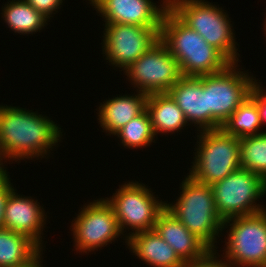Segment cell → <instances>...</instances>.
I'll use <instances>...</instances> for the list:
<instances>
[{
  "label": "cell",
  "instance_id": "1",
  "mask_svg": "<svg viewBox=\"0 0 266 267\" xmlns=\"http://www.w3.org/2000/svg\"><path fill=\"white\" fill-rule=\"evenodd\" d=\"M60 129L47 116L0 105V160L44 158L60 142Z\"/></svg>",
  "mask_w": 266,
  "mask_h": 267
},
{
  "label": "cell",
  "instance_id": "2",
  "mask_svg": "<svg viewBox=\"0 0 266 267\" xmlns=\"http://www.w3.org/2000/svg\"><path fill=\"white\" fill-rule=\"evenodd\" d=\"M160 40L177 59L183 76L198 77L223 71L230 62L170 8L163 16Z\"/></svg>",
  "mask_w": 266,
  "mask_h": 267
},
{
  "label": "cell",
  "instance_id": "3",
  "mask_svg": "<svg viewBox=\"0 0 266 267\" xmlns=\"http://www.w3.org/2000/svg\"><path fill=\"white\" fill-rule=\"evenodd\" d=\"M180 186L182 194L176 203H166L165 208L210 249L216 248L214 242L224 230V220L216 210L211 185L195 181L188 175Z\"/></svg>",
  "mask_w": 266,
  "mask_h": 267
},
{
  "label": "cell",
  "instance_id": "4",
  "mask_svg": "<svg viewBox=\"0 0 266 267\" xmlns=\"http://www.w3.org/2000/svg\"><path fill=\"white\" fill-rule=\"evenodd\" d=\"M205 0H169V8L230 63L238 62L237 47L230 18L222 8Z\"/></svg>",
  "mask_w": 266,
  "mask_h": 267
},
{
  "label": "cell",
  "instance_id": "5",
  "mask_svg": "<svg viewBox=\"0 0 266 267\" xmlns=\"http://www.w3.org/2000/svg\"><path fill=\"white\" fill-rule=\"evenodd\" d=\"M198 131L199 146L189 171L191 178L212 185L241 167L240 138L222 128Z\"/></svg>",
  "mask_w": 266,
  "mask_h": 267
},
{
  "label": "cell",
  "instance_id": "6",
  "mask_svg": "<svg viewBox=\"0 0 266 267\" xmlns=\"http://www.w3.org/2000/svg\"><path fill=\"white\" fill-rule=\"evenodd\" d=\"M237 64L230 63L223 71L206 75L207 130L221 128L250 96L255 79L237 69Z\"/></svg>",
  "mask_w": 266,
  "mask_h": 267
},
{
  "label": "cell",
  "instance_id": "7",
  "mask_svg": "<svg viewBox=\"0 0 266 267\" xmlns=\"http://www.w3.org/2000/svg\"><path fill=\"white\" fill-rule=\"evenodd\" d=\"M211 188L216 210L223 220L266 210L255 202L266 194V181L245 168L240 167L226 178L213 183Z\"/></svg>",
  "mask_w": 266,
  "mask_h": 267
},
{
  "label": "cell",
  "instance_id": "8",
  "mask_svg": "<svg viewBox=\"0 0 266 267\" xmlns=\"http://www.w3.org/2000/svg\"><path fill=\"white\" fill-rule=\"evenodd\" d=\"M225 225L231 226L224 249L227 261L236 267H266V210L229 218Z\"/></svg>",
  "mask_w": 266,
  "mask_h": 267
},
{
  "label": "cell",
  "instance_id": "9",
  "mask_svg": "<svg viewBox=\"0 0 266 267\" xmlns=\"http://www.w3.org/2000/svg\"><path fill=\"white\" fill-rule=\"evenodd\" d=\"M157 198L151 188L148 189L145 185L133 181L123 184L106 201L114 210L121 233L129 227L133 229V233H130L134 234L154 230L157 218L166 204Z\"/></svg>",
  "mask_w": 266,
  "mask_h": 267
},
{
  "label": "cell",
  "instance_id": "10",
  "mask_svg": "<svg viewBox=\"0 0 266 267\" xmlns=\"http://www.w3.org/2000/svg\"><path fill=\"white\" fill-rule=\"evenodd\" d=\"M124 72L134 88L146 94L167 93L183 77L177 59L160 39Z\"/></svg>",
  "mask_w": 266,
  "mask_h": 267
},
{
  "label": "cell",
  "instance_id": "11",
  "mask_svg": "<svg viewBox=\"0 0 266 267\" xmlns=\"http://www.w3.org/2000/svg\"><path fill=\"white\" fill-rule=\"evenodd\" d=\"M160 28L106 23L102 36L105 60L124 71L160 39Z\"/></svg>",
  "mask_w": 266,
  "mask_h": 267
},
{
  "label": "cell",
  "instance_id": "12",
  "mask_svg": "<svg viewBox=\"0 0 266 267\" xmlns=\"http://www.w3.org/2000/svg\"><path fill=\"white\" fill-rule=\"evenodd\" d=\"M72 222L74 247L81 253L98 250L122 234L114 210L104 198L83 206Z\"/></svg>",
  "mask_w": 266,
  "mask_h": 267
},
{
  "label": "cell",
  "instance_id": "13",
  "mask_svg": "<svg viewBox=\"0 0 266 267\" xmlns=\"http://www.w3.org/2000/svg\"><path fill=\"white\" fill-rule=\"evenodd\" d=\"M106 23L161 27L169 0L157 7L151 0H89Z\"/></svg>",
  "mask_w": 266,
  "mask_h": 267
},
{
  "label": "cell",
  "instance_id": "14",
  "mask_svg": "<svg viewBox=\"0 0 266 267\" xmlns=\"http://www.w3.org/2000/svg\"><path fill=\"white\" fill-rule=\"evenodd\" d=\"M15 191L13 188L7 195L3 228L27 236L42 250L41 233L46 219L45 211L37 203V200L34 201L31 197H22Z\"/></svg>",
  "mask_w": 266,
  "mask_h": 267
},
{
  "label": "cell",
  "instance_id": "15",
  "mask_svg": "<svg viewBox=\"0 0 266 267\" xmlns=\"http://www.w3.org/2000/svg\"><path fill=\"white\" fill-rule=\"evenodd\" d=\"M154 231L174 249L184 263L196 260L210 249L166 208L159 214Z\"/></svg>",
  "mask_w": 266,
  "mask_h": 267
},
{
  "label": "cell",
  "instance_id": "16",
  "mask_svg": "<svg viewBox=\"0 0 266 267\" xmlns=\"http://www.w3.org/2000/svg\"><path fill=\"white\" fill-rule=\"evenodd\" d=\"M167 93L182 110L187 122L197 124L202 131L207 130L206 75L183 76Z\"/></svg>",
  "mask_w": 266,
  "mask_h": 267
},
{
  "label": "cell",
  "instance_id": "17",
  "mask_svg": "<svg viewBox=\"0 0 266 267\" xmlns=\"http://www.w3.org/2000/svg\"><path fill=\"white\" fill-rule=\"evenodd\" d=\"M127 238V239H126ZM125 243L139 259L153 267H183L178 257L164 239L154 230L141 231L125 237Z\"/></svg>",
  "mask_w": 266,
  "mask_h": 267
},
{
  "label": "cell",
  "instance_id": "18",
  "mask_svg": "<svg viewBox=\"0 0 266 267\" xmlns=\"http://www.w3.org/2000/svg\"><path fill=\"white\" fill-rule=\"evenodd\" d=\"M147 98L148 94L138 91L134 96H117L101 103L97 113L100 126L108 134L114 135L146 109Z\"/></svg>",
  "mask_w": 266,
  "mask_h": 267
},
{
  "label": "cell",
  "instance_id": "19",
  "mask_svg": "<svg viewBox=\"0 0 266 267\" xmlns=\"http://www.w3.org/2000/svg\"><path fill=\"white\" fill-rule=\"evenodd\" d=\"M146 109L155 136L160 132H178L188 123L184 113L168 93L148 94Z\"/></svg>",
  "mask_w": 266,
  "mask_h": 267
},
{
  "label": "cell",
  "instance_id": "20",
  "mask_svg": "<svg viewBox=\"0 0 266 267\" xmlns=\"http://www.w3.org/2000/svg\"><path fill=\"white\" fill-rule=\"evenodd\" d=\"M41 249L27 236L0 228V267H23L34 260Z\"/></svg>",
  "mask_w": 266,
  "mask_h": 267
},
{
  "label": "cell",
  "instance_id": "21",
  "mask_svg": "<svg viewBox=\"0 0 266 267\" xmlns=\"http://www.w3.org/2000/svg\"><path fill=\"white\" fill-rule=\"evenodd\" d=\"M3 9V19L15 33L33 34L40 32L48 18L35 10L26 0H12Z\"/></svg>",
  "mask_w": 266,
  "mask_h": 267
},
{
  "label": "cell",
  "instance_id": "22",
  "mask_svg": "<svg viewBox=\"0 0 266 267\" xmlns=\"http://www.w3.org/2000/svg\"><path fill=\"white\" fill-rule=\"evenodd\" d=\"M262 123L257 102L249 96L222 125V129L237 138L258 135Z\"/></svg>",
  "mask_w": 266,
  "mask_h": 267
},
{
  "label": "cell",
  "instance_id": "23",
  "mask_svg": "<svg viewBox=\"0 0 266 267\" xmlns=\"http://www.w3.org/2000/svg\"><path fill=\"white\" fill-rule=\"evenodd\" d=\"M241 168L261 176L266 181V131L240 138Z\"/></svg>",
  "mask_w": 266,
  "mask_h": 267
},
{
  "label": "cell",
  "instance_id": "24",
  "mask_svg": "<svg viewBox=\"0 0 266 267\" xmlns=\"http://www.w3.org/2000/svg\"><path fill=\"white\" fill-rule=\"evenodd\" d=\"M117 136L126 148L147 147L154 142L155 134L150 119V115L145 109L140 115L131 119L123 128L118 130Z\"/></svg>",
  "mask_w": 266,
  "mask_h": 267
},
{
  "label": "cell",
  "instance_id": "25",
  "mask_svg": "<svg viewBox=\"0 0 266 267\" xmlns=\"http://www.w3.org/2000/svg\"><path fill=\"white\" fill-rule=\"evenodd\" d=\"M215 249H209L203 256L197 258L196 260H192L190 262H185L183 267H232L233 265L227 259H223L226 261H222L221 259H217ZM235 267V266H233Z\"/></svg>",
  "mask_w": 266,
  "mask_h": 267
},
{
  "label": "cell",
  "instance_id": "26",
  "mask_svg": "<svg viewBox=\"0 0 266 267\" xmlns=\"http://www.w3.org/2000/svg\"><path fill=\"white\" fill-rule=\"evenodd\" d=\"M258 83L260 82H257V80H255V83L253 84L252 90L250 92V96L257 102L260 120L262 125H264V123L266 122V93L263 92V87Z\"/></svg>",
  "mask_w": 266,
  "mask_h": 267
},
{
  "label": "cell",
  "instance_id": "27",
  "mask_svg": "<svg viewBox=\"0 0 266 267\" xmlns=\"http://www.w3.org/2000/svg\"><path fill=\"white\" fill-rule=\"evenodd\" d=\"M35 10L50 19L56 9H59L62 0H26Z\"/></svg>",
  "mask_w": 266,
  "mask_h": 267
},
{
  "label": "cell",
  "instance_id": "28",
  "mask_svg": "<svg viewBox=\"0 0 266 267\" xmlns=\"http://www.w3.org/2000/svg\"><path fill=\"white\" fill-rule=\"evenodd\" d=\"M6 172L0 177V228L3 227V215L8 193L14 188Z\"/></svg>",
  "mask_w": 266,
  "mask_h": 267
},
{
  "label": "cell",
  "instance_id": "29",
  "mask_svg": "<svg viewBox=\"0 0 266 267\" xmlns=\"http://www.w3.org/2000/svg\"><path fill=\"white\" fill-rule=\"evenodd\" d=\"M42 254L40 253L34 260H32L29 264L23 267H43L41 266V256Z\"/></svg>",
  "mask_w": 266,
  "mask_h": 267
},
{
  "label": "cell",
  "instance_id": "30",
  "mask_svg": "<svg viewBox=\"0 0 266 267\" xmlns=\"http://www.w3.org/2000/svg\"><path fill=\"white\" fill-rule=\"evenodd\" d=\"M3 166L4 165H3V163L0 160V177L7 172L6 169L4 170V167Z\"/></svg>",
  "mask_w": 266,
  "mask_h": 267
}]
</instances>
